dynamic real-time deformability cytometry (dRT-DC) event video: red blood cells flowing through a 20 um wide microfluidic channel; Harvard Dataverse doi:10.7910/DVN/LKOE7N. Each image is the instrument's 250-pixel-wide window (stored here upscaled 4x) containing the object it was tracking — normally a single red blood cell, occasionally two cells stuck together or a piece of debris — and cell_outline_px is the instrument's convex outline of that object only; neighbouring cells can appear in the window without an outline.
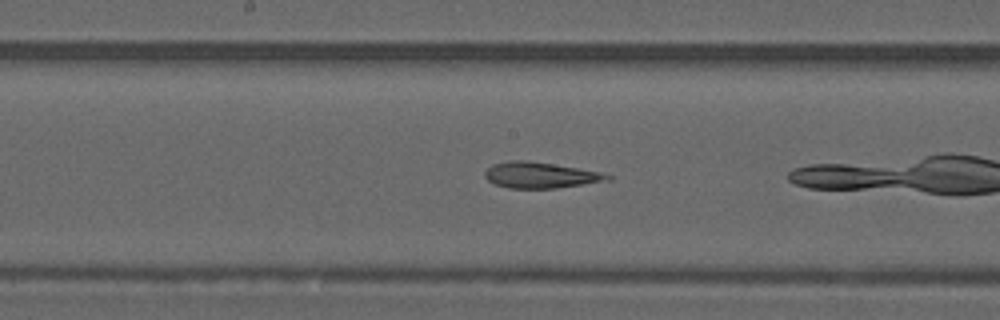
{"species": "common noctule bat (a hibernating species)", "species_latin": "Nyctalus noctula", "temperature_condition": "warm", "stored_images_in_passage": 16, "camera_frame_rate_fps": 3000, "um_per_image_px": 0.085, "animal": {"sex": "male", "forearm_length_mm": 52.5}, "frame": {"image": 1, "passage_image": 9, "time_ms": 2.667, "image_size_px": [1000, 320], "cell_outline_px": [[612, 180], [556, 188], [508, 188], [492, 184], [484, 176], [484, 172], [492, 164], [512, 160], [528, 160], [600, 172], [612, 176]], "centroid_in_image_um": [45.89, 14.89], "position_along_channel_um": 202.3, "area_um2": 18.5}}